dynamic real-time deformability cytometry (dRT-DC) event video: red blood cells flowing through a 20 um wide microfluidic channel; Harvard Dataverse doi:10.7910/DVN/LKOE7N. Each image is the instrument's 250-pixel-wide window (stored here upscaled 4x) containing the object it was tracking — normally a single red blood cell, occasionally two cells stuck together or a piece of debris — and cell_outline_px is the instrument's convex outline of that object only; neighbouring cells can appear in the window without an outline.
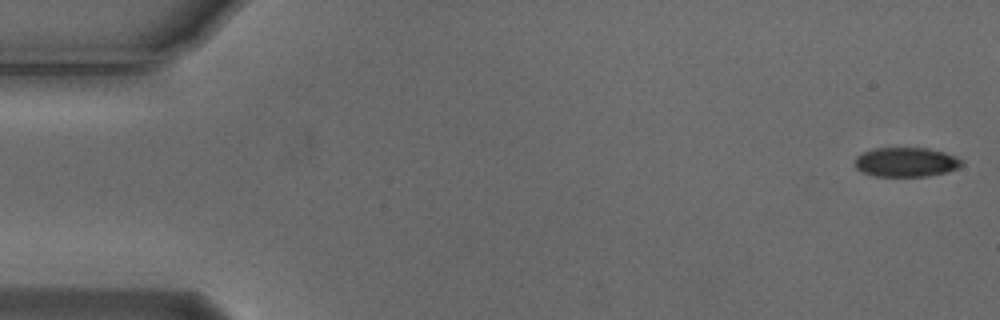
{"species": "Egyptian fruit bat (a non-hibernating species)", "species_latin": "Rousettus aegyptiacus", "temperature_condition": "cold", "stored_images_in_passage": 55, "camera_frame_rate_fps": 3000, "um_per_image_px": 0.085, "animal": {"sex": "male"}, "frame": {"image": 1, "passage_image": 1, "time_ms": 0.0, "image_size_px": [1000, 320], "cell_outline_px": [[964, 164], [960, 168], [928, 176], [876, 176], [864, 172], [856, 168], [856, 156], [872, 148], [928, 148], [944, 152], [956, 156], [964, 160]], "centroid_in_image_um": [77.07, 13.77], "position_along_channel_um": 7.9, "area_um2": 18.32}}
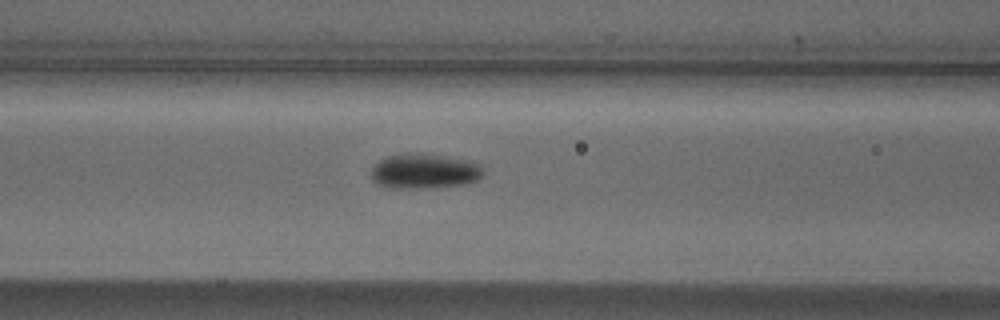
{"frame": {"image": 2, "passage_image": 22, "time_ms": 7.0, "image_size_px": [1000, 320], "cell_outline_px": [[484, 172], [476, 180], [460, 184], [408, 188], [392, 188], [380, 184], [372, 180], [372, 168], [384, 156], [400, 152], [420, 152], [444, 156], [464, 160], [480, 164]], "centroid_in_image_um": [36.01, 14.5], "position_along_channel_um": 130.6, "area_um2": 22.54}}
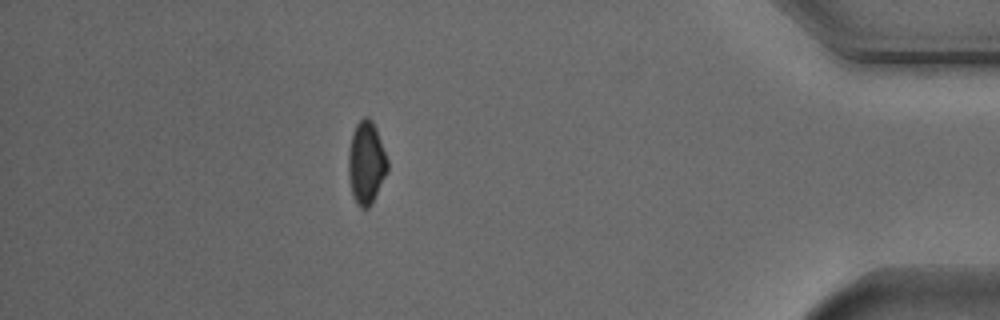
{"frame": {"image": 3, "passage_image": 48, "time_ms": 15.667, "image_size_px": [1000, 320], "cell_outline_px": [[388, 172], [372, 204], [368, 208], [360, 208], [356, 204], [352, 196], [348, 176], [348, 152], [352, 132], [356, 124], [364, 116], [368, 116], [372, 120], [376, 128], [388, 160]], "centroid_in_image_um": [31.13, 13.86], "position_along_channel_um": 404.1, "area_um2": 19.25}, "authors_computed_cell_mechanics": {"area_um2": 19.4786, "velocity_mm_per_s": 3.721, "shape_relaxation_time_tau1_ms": 1.7688, "shape_relaxation_time_tau2_ms": null, "deformation_change_tau1": 0.0878, "deformation_change_tau2": null}}